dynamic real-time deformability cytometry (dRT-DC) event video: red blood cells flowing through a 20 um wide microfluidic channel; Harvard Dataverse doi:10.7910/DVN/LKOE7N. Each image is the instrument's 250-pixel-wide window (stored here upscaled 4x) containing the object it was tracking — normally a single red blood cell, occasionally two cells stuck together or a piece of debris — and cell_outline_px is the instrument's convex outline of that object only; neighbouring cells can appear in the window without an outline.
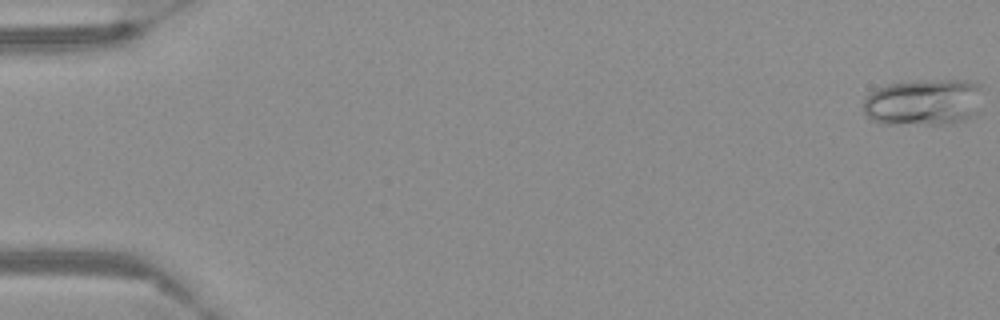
{"species": "Egyptian fruit bat (a non-hibernating species)", "species_latin": "Rousettus aegyptiacus", "temperature_condition": "warm", "stored_images_in_passage": 58, "camera_frame_rate_fps": 3000, "um_per_image_px": 0.085, "frame": {"image": 1, "passage_image": 1, "time_ms": 0.0, "image_size_px": [1000, 320], "cell_outline_px": [[980, 88], [976, 116], [956, 124], [880, 124], [872, 120], [864, 112], [864, 100], [876, 88], [888, 84], [916, 80], [968, 80], [980, 84]], "centroid_in_image_um": [78.51, 8.7], "position_along_channel_um": 6.5, "area_um2": 32.77}}
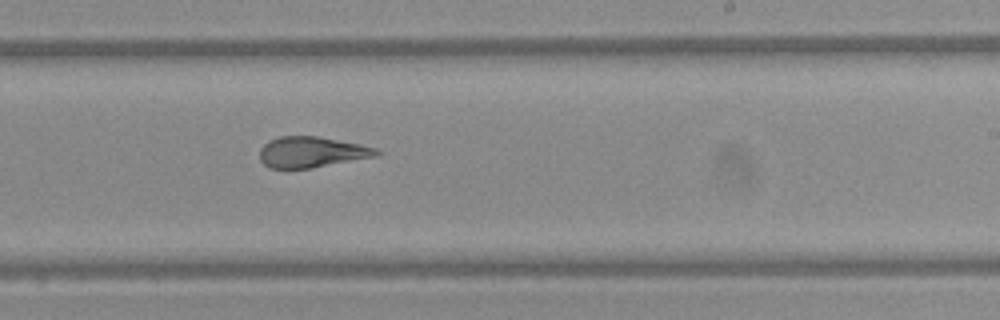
{"frame": {"image": 2, "passage_image": 36, "time_ms": 11.667, "image_size_px": [1000, 320], "cell_outline_px": [[384, 152], [380, 156], [312, 168], [268, 168], [260, 160], [260, 148], [268, 140], [280, 136], [316, 136], [360, 144], [376, 148]], "centroid_in_image_um": [26.53, 12.93], "position_along_channel_um": 262.5, "area_um2": 21.21}}
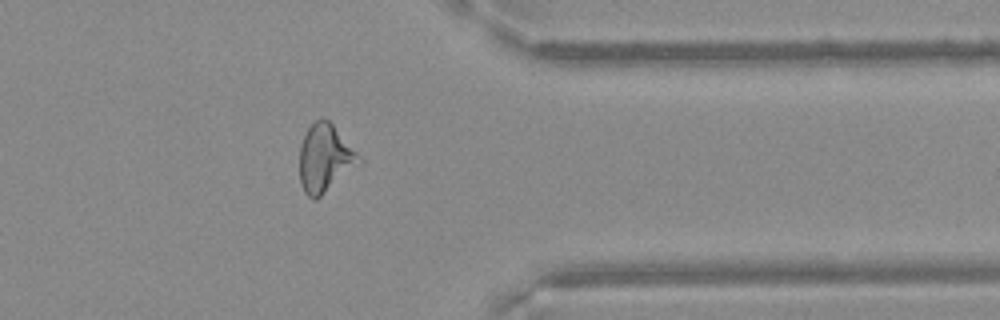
{"frame": {"image": 3, "passage_image": 47, "time_ms": 15.333, "image_size_px": [1000, 320], "cell_outline_px": [[364, 160], [316, 200], [312, 200], [304, 192], [300, 184], [300, 144], [308, 128], [320, 116], [328, 120], [332, 124]], "centroid_in_image_um": [27.61, 13.46], "position_along_channel_um": 383.8, "area_um2": 23.35}}